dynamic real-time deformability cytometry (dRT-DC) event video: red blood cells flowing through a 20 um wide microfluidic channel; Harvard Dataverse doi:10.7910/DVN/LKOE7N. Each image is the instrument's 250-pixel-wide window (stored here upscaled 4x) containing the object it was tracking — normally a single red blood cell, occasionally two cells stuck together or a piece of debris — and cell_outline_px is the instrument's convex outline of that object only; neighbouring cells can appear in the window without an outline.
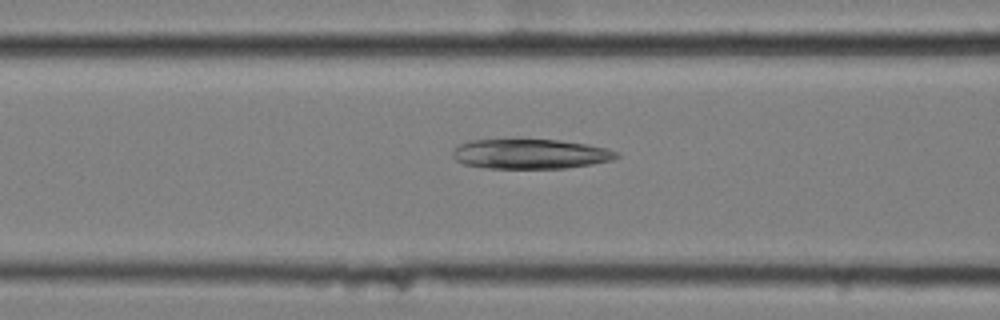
{"species": "common noctule bat (a hibernating species)", "species_latin": "Nyctalus noctula", "temperature_condition": "cold", "stored_images_in_passage": 53, "camera_frame_rate_fps": 3000, "um_per_image_px": 0.085, "animal": {"sex": "female", "body_mass_g": 25.1}, "frame": {"image": 1, "passage_image": 19, "time_ms": 6.0, "image_size_px": [1000, 320], "cell_outline_px": [[620, 156], [612, 160], [592, 164], [568, 168], [488, 168], [464, 164], [456, 160], [452, 156], [452, 148], [468, 140], [560, 140], [584, 144], [604, 148], [616, 152]], "centroid_in_image_um": [45.03, 13.09], "position_along_channel_um": 121.6, "area_um2": 28.26}}
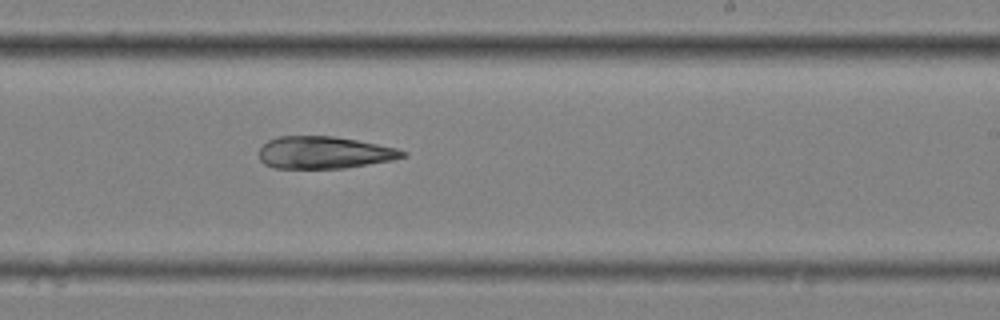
{"frame": {"image": 2, "passage_image": 31, "time_ms": 10.0, "image_size_px": [1000, 320], "cell_outline_px": [[408, 156], [392, 160], [344, 168], [276, 168], [264, 164], [260, 160], [260, 148], [268, 140], [280, 136], [332, 136], [356, 140], [396, 148], [408, 152]], "centroid_in_image_um": [27.56, 12.97], "position_along_channel_um": 261.4, "area_um2": 26.82}}
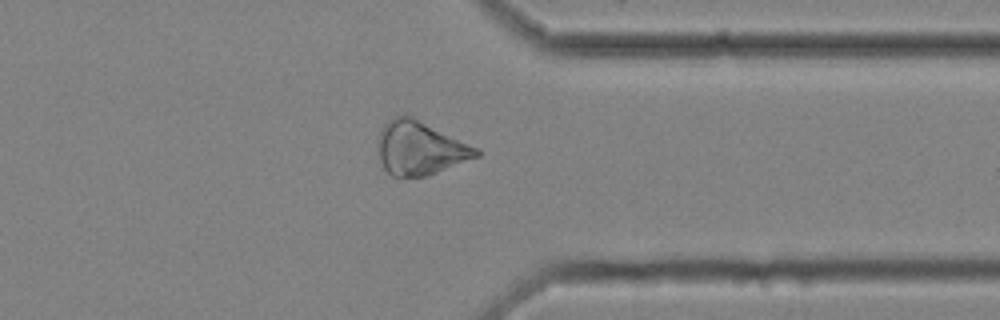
{"frame": {"image": 3, "passage_image": 41, "time_ms": 13.333, "image_size_px": [1000, 320], "cell_outline_px": [[480, 156], [436, 172], [424, 176], [392, 176], [384, 168], [380, 160], [376, 144], [376, 140], [384, 124], [392, 116], [404, 112], [408, 112], [476, 148], [480, 152]], "centroid_in_image_um": [35.64, 12.52], "position_along_channel_um": 375.8, "area_um2": 31.1}}